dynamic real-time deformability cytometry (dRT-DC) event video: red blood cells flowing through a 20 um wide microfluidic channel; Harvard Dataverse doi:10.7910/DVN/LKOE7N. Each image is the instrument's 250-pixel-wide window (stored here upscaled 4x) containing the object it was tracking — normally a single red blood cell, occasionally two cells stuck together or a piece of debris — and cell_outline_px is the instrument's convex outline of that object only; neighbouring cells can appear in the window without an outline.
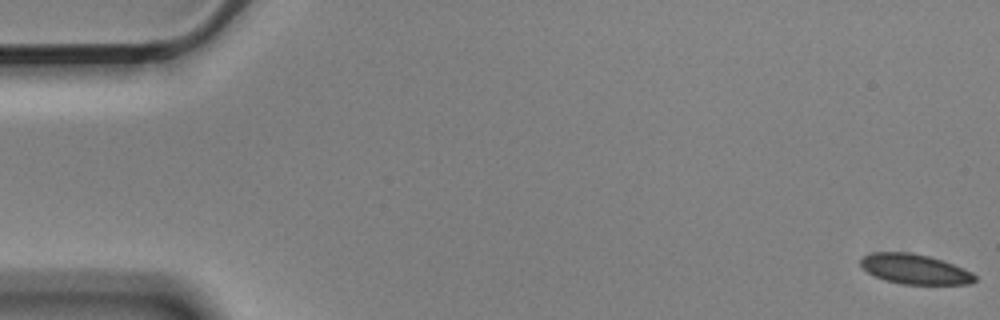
{"species": "Egyptian fruit bat (a non-hibernating species)", "species_latin": "Rousettus aegyptiacus", "temperature_condition": "cold", "stored_images_in_passage": 6, "camera_frame_rate_fps": 3000, "um_per_image_px": 0.085, "animal": {"sex": "male"}, "frame": {"image": 1, "passage_image": 1, "time_ms": 0.0, "image_size_px": [1000, 320], "cell_outline_px": [[976, 280], [968, 284], [900, 284], [884, 280], [872, 276], [860, 264], [860, 256], [872, 252], [912, 252], [928, 256], [964, 268], [972, 272], [976, 276]], "centroid_in_image_um": [77.71, 22.87], "position_along_channel_um": 7.3, "area_um2": 20.06}}
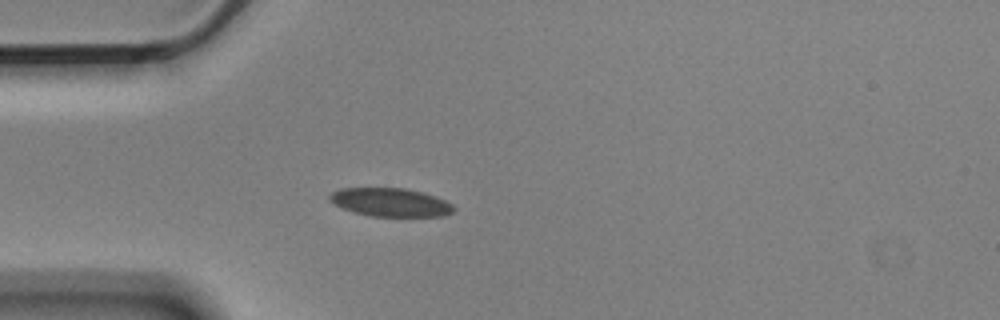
{"frame": {"image": 2, "passage_image": 5, "time_ms": 1.333, "image_size_px": [1000, 320], "cell_outline_px": [[456, 208], [452, 212], [444, 216], [372, 216], [356, 212], [344, 208], [328, 200], [328, 196], [332, 192], [340, 188], [404, 188], [436, 196], [452, 204]], "centroid_in_image_um": [33.2, 17.19], "position_along_channel_um": 51.8, "area_um2": 20.35}}